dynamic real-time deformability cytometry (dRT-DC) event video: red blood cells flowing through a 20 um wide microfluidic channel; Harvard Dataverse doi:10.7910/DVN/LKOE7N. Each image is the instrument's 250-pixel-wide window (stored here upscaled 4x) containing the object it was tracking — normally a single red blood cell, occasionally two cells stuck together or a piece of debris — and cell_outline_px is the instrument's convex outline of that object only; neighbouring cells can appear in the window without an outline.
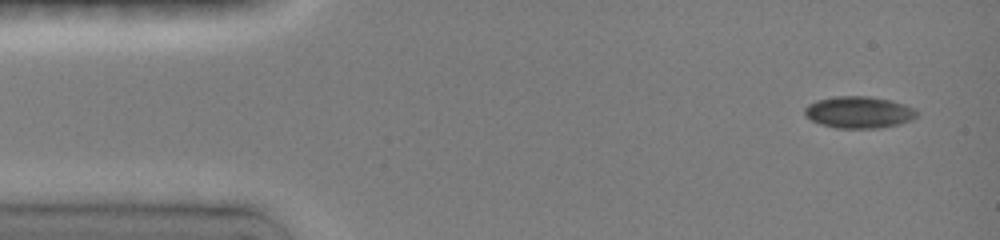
{"species": "common noctule bat (a hibernating species)", "species_latin": "Nyctalus noctula", "temperature_condition": "room temperature", "stored_images_in_passage": 10, "camera_frame_rate_fps": 3000, "um_per_image_px": 0.085, "animal": {"sex": "female", "body_mass_g": 19.0, "forearm_length_mm": 51.5}, "frame": {"image": 1, "passage_image": 1, "time_ms": 0.0, "image_size_px": [1000, 240], "cell_outline_px": [[916, 116], [912, 120], [900, 124], [880, 128], [836, 128], [820, 124], [804, 116], [804, 108], [808, 104], [816, 100], [836, 96], [868, 96], [892, 100], [916, 108]], "centroid_in_image_um": [73.0, 9.54], "position_along_channel_um": 12.0, "area_um2": 20.98}}
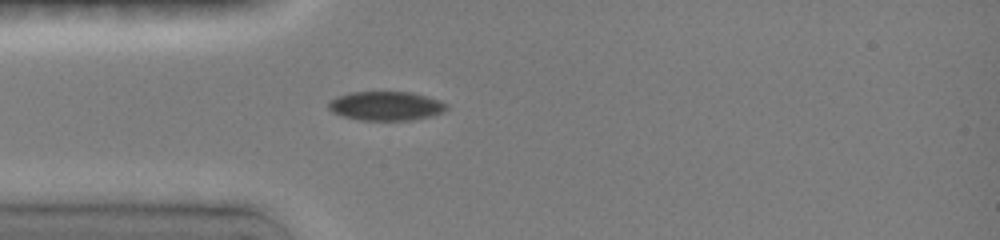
{"frame": {"image": 2, "passage_image": 5, "time_ms": 3.333, "image_size_px": [1000, 240], "cell_outline_px": [[448, 108], [444, 112], [432, 116], [412, 120], [360, 120], [340, 116], [332, 112], [328, 108], [328, 100], [352, 92], [412, 92], [440, 100], [448, 104]], "centroid_in_image_um": [32.82, 9.01], "position_along_channel_um": 52.2, "area_um2": 20.17}}